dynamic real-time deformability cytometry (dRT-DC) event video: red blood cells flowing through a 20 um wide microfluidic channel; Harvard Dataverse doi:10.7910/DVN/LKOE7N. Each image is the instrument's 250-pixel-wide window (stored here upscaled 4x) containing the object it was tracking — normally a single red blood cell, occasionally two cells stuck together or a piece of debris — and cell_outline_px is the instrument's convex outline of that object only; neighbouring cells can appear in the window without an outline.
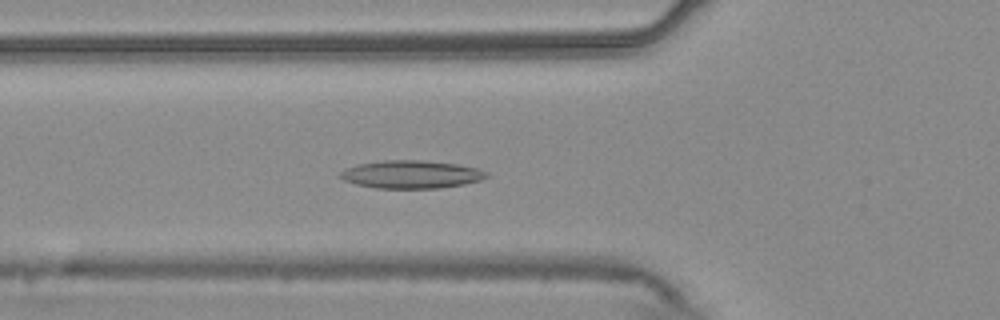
{"species": "common noctule bat (a hibernating species)", "species_latin": "Nyctalus noctula", "temperature_condition": "warm", "stored_images_in_passage": 55, "segment_of_instrument_passage": [1, 2], "camera_frame_rate_fps": 3000, "um_per_image_px": 0.085, "animal": {"sex": "male", "body_mass_g": 20.4}, "frame": {"image": 1, "passage_image": 19, "time_ms": 6.0, "image_size_px": [1000, 320], "cell_outline_px": [[488, 176], [480, 180], [464, 184], [440, 188], [376, 188], [356, 184], [344, 180], [340, 176], [340, 172], [356, 164], [384, 160], [420, 160], [456, 164], [480, 168], [488, 172]], "centroid_in_image_um": [34.98, 14.82], "position_along_channel_um": 90.8, "area_um2": 23.76}}
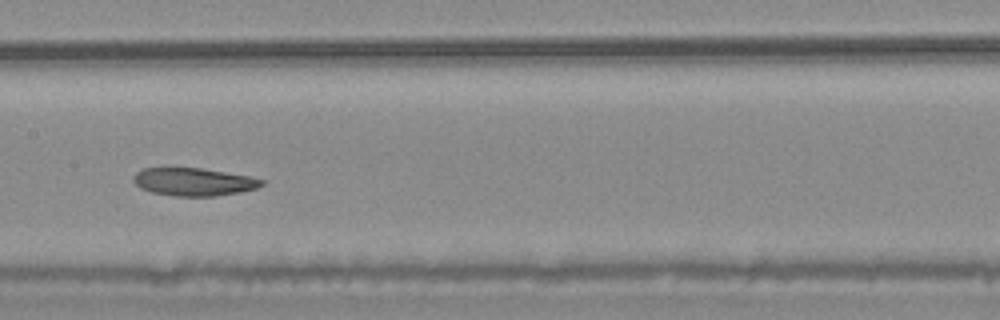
{"frame": {"image": 2, "passage_image": 27, "time_ms": 8.667, "image_size_px": [1000, 320], "cell_outline_px": [[264, 184], [256, 188], [240, 192], [216, 196], [176, 196], [152, 192], [140, 188], [132, 180], [132, 176], [136, 172], [144, 168], [168, 164], [172, 164], [200, 168], [248, 176], [264, 180]], "centroid_in_image_um": [16.36, 15.4], "position_along_channel_um": 191.0, "area_um2": 21.56}}
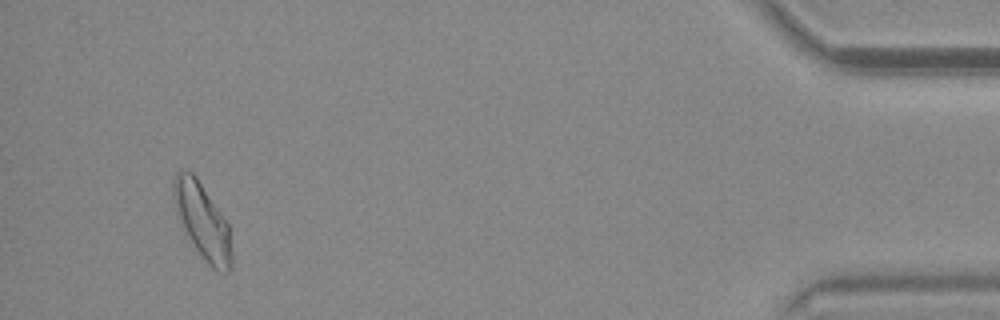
{"frame": {"image": 3, "passage_image": 51, "time_ms": 16.667, "image_size_px": [1000, 320], "cell_outline_px": [[232, 268], [228, 272], [220, 272], [212, 268], [200, 256], [184, 232], [176, 208], [172, 192], [172, 180], [176, 172], [192, 172], [196, 176], [228, 224], [232, 252]], "centroid_in_image_um": [17.21, 18.84], "position_along_channel_um": 418.0, "area_um2": 25.43}}